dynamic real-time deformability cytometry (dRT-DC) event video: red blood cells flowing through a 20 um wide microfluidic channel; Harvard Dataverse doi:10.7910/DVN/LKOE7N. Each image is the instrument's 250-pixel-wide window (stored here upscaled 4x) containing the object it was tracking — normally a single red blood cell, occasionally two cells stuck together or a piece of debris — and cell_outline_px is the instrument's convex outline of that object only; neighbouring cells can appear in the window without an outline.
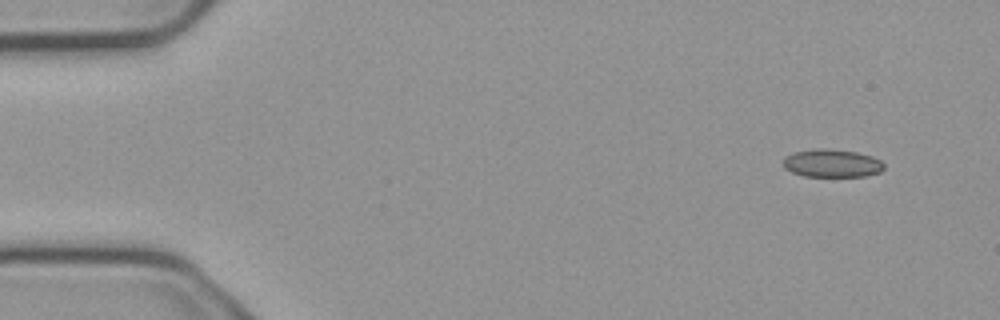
{"species": "common noctule bat (a hibernating species)", "species_latin": "Nyctalus noctula", "temperature_condition": "cold", "stored_images_in_passage": 6, "camera_frame_rate_fps": 3000, "um_per_image_px": 0.085, "animal": {"sex": "male", "body_mass_g": 23.1, "forearm_length_mm": 52.7}, "frame": {"image": 1, "passage_image": 6, "time_ms": 1.667, "image_size_px": [1000, 320], "cell_outline_px": [[884, 168], [880, 172], [864, 176], [804, 176], [792, 172], [784, 168], [784, 156], [792, 152], [820, 148], [828, 148], [856, 152], [872, 156], [880, 160], [884, 164]], "centroid_in_image_um": [70.7, 13.87], "position_along_channel_um": 14.3, "area_um2": 16.47}}